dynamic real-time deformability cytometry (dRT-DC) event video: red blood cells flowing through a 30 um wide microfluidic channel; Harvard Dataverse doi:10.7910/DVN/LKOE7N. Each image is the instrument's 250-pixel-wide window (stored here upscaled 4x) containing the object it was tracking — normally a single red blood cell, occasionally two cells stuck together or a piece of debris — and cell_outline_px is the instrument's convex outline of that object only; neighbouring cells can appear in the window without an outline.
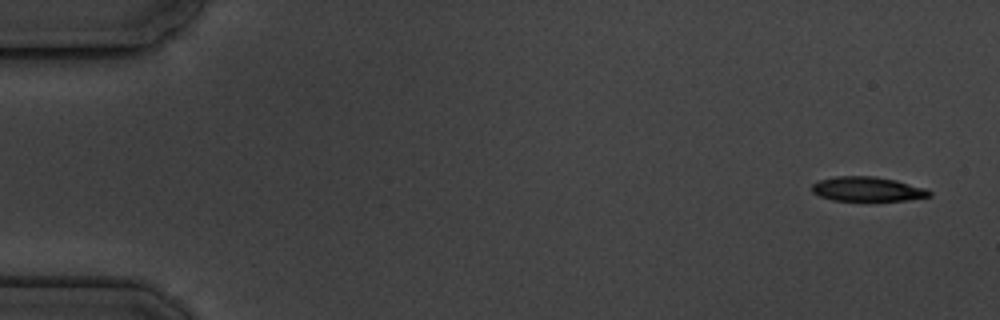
{"species": "common noctule bat (a hibernating species)", "species_latin": "Nyctalus noctula", "temperature_condition": "cold", "stored_images_in_passage": 5, "camera_frame_rate_fps": 3000, "um_per_image_px": 0.085, "animal": {"sex": "male", "body_mass_g": 19.5, "forearm_length_mm": 54.6}, "frame": {"image": 1, "passage_image": 1, "time_ms": 0.0, "image_size_px": [1000, 320], "cell_outline_px": [[932, 196], [908, 200], [868, 204], [832, 200], [820, 196], [812, 192], [812, 184], [820, 180], [836, 176], [876, 176], [896, 180], [924, 188], [932, 192]], "centroid_in_image_um": [73.74, 16.13], "position_along_channel_um": 11.3, "area_um2": 17.74}}
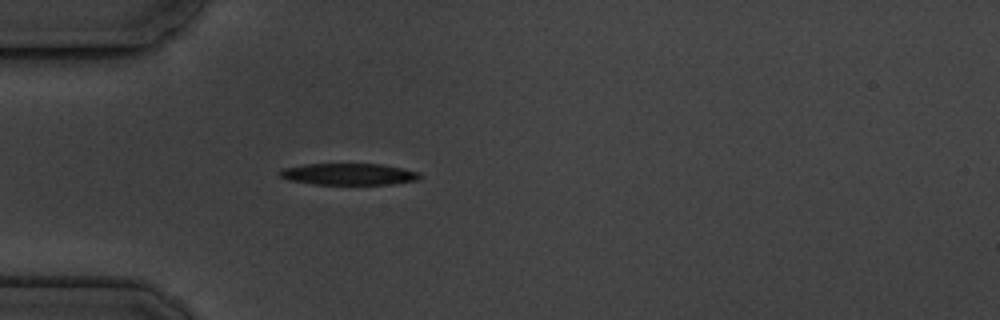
{"frame": {"image": 2, "passage_image": 5, "time_ms": 4.667, "image_size_px": [1000, 320], "cell_outline_px": [[424, 176], [420, 180], [392, 184], [312, 184], [288, 180], [280, 176], [276, 172], [280, 168], [304, 164], [380, 164], [420, 172]], "centroid_in_image_um": [29.62, 14.8], "position_along_channel_um": 55.4, "area_um2": 17.86}}